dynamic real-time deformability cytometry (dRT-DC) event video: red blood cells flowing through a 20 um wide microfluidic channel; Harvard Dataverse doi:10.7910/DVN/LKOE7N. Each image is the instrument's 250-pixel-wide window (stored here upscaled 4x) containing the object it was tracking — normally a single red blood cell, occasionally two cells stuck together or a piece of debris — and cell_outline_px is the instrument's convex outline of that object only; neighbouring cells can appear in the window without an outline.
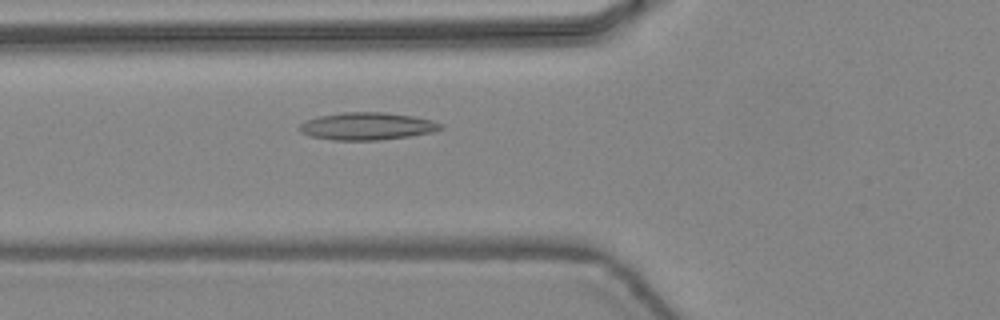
{"species": "common noctule bat (a hibernating species)", "species_latin": "Nyctalus noctula", "temperature_condition": "warm", "stored_images_in_passage": 32, "camera_frame_rate_fps": 3000, "um_per_image_px": 0.085, "animal": {"sex": "female", "body_mass_g": 24.6, "forearm_length_mm": 56.2}, "frame": {"image": 1, "passage_image": 3, "time_ms": 0.667, "image_size_px": [1000, 320], "cell_outline_px": [[444, 128], [432, 132], [408, 136], [380, 140], [332, 140], [312, 136], [300, 132], [300, 124], [308, 120], [320, 116], [344, 112], [384, 112], [412, 116], [432, 120], [444, 124]], "centroid_in_image_um": [31.25, 10.73], "position_along_channel_um": 94.6, "area_um2": 22.43}}
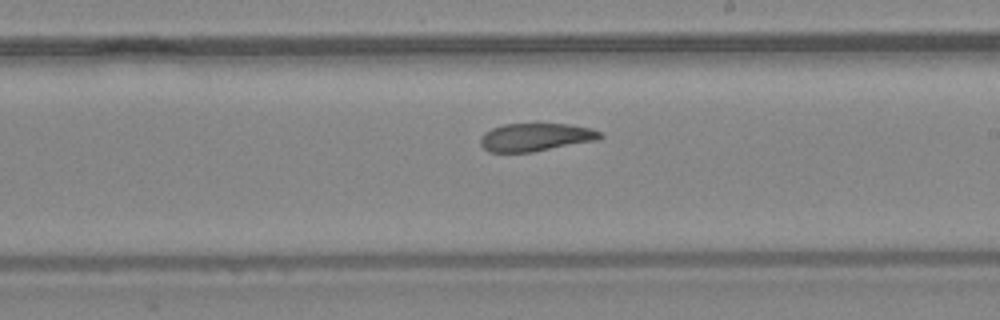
{"frame": {"image": 2, "passage_image": 13, "time_ms": 4.0, "image_size_px": [1000, 320], "cell_outline_px": [[604, 136], [600, 140], [532, 152], [488, 152], [480, 144], [480, 136], [484, 132], [492, 128], [504, 124], [568, 124], [592, 128], [600, 132]], "centroid_in_image_um": [45.55, 11.66], "position_along_channel_um": 243.5, "area_um2": 19.71}}
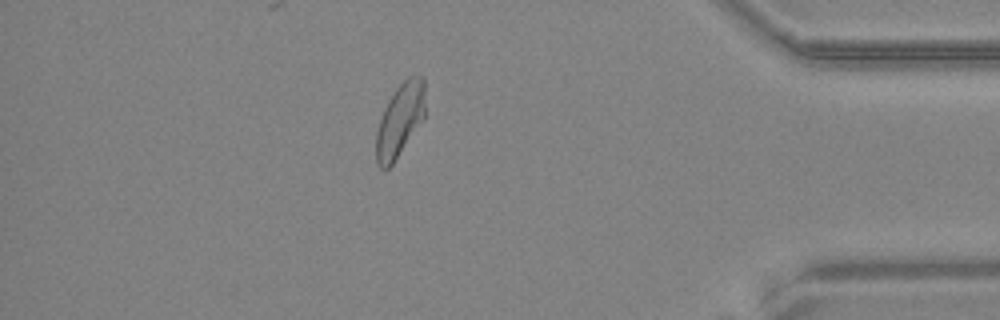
{"frame": {"image": 3, "passage_image": 26, "time_ms": 8.333, "image_size_px": [1000, 320], "cell_outline_px": [[424, 120], [392, 164], [388, 168], [380, 168], [376, 164], [376, 132], [384, 108], [388, 100], [396, 88], [408, 76], [424, 76]], "centroid_in_image_um": [33.99, 10.21], "position_along_channel_um": 401.2, "area_um2": 20.87}, "authors_computed_cell_mechanics": {"area_um2": 20.808, "velocity_mm_per_s": 4.4595, "shape_relaxation_time_tau1_ms": null, "shape_relaxation_time_tau2_ms": 2.1307, "deformation_change_tau1": null, "deformation_change_tau2": 0.0869}}